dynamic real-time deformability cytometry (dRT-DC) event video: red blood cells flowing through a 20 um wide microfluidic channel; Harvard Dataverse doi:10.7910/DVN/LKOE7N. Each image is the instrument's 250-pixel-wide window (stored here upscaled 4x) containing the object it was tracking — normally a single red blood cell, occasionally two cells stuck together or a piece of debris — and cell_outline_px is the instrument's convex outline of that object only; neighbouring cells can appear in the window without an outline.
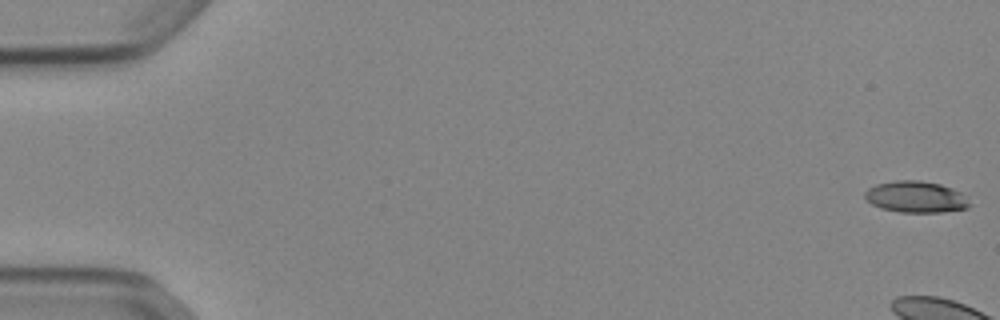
{"species": "Egyptian fruit bat (a non-hibernating species)", "species_latin": "Rousettus aegyptiacus", "temperature_condition": "cold", "stored_images_in_passage": 7, "camera_frame_rate_fps": 3000, "um_per_image_px": 0.085, "animal": {"sex": "female"}, "frame": {"image": 1, "passage_image": 1, "time_ms": 0.0, "image_size_px": [1000, 320], "cell_outline_px": [[972, 204], [968, 208], [940, 212], [900, 212], [880, 208], [872, 204], [864, 196], [864, 192], [868, 188], [876, 184], [896, 180], [920, 180], [940, 184], [952, 188], [960, 192]], "centroid_in_image_um": [77.84, 16.73], "position_along_channel_um": 7.2, "area_um2": 19.19}}